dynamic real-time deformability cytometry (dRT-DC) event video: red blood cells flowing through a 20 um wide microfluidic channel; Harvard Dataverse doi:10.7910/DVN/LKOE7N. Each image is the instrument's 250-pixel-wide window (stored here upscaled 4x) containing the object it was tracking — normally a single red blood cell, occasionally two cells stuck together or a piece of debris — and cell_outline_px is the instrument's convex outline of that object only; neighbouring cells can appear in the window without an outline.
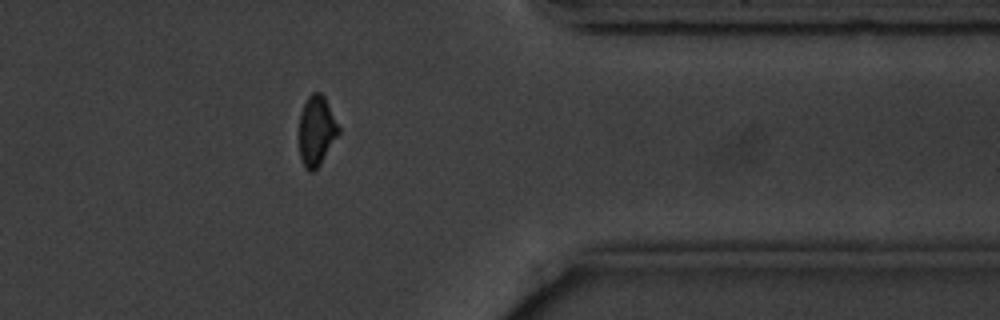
{"species": "common noctule bat (a hibernating species)", "species_latin": "Nyctalus noctula", "temperature_condition": "cold", "stored_images_in_passage": 15, "camera_frame_rate_fps": 3000, "um_per_image_px": 0.085, "animal": {"sex": "male", "body_mass_g": 20.1, "forearm_length_mm": 53.5}, "frame": {"image": 1, "passage_image": 13, "time_ms": 14.667, "image_size_px": [1000, 320], "cell_outline_px": [[340, 132], [320, 164], [312, 172], [308, 172], [304, 168], [300, 160], [300, 112], [308, 96], [312, 92], [320, 92], [324, 96], [340, 128]], "centroid_in_image_um": [26.9, 11.12], "position_along_channel_um": 384.5, "area_um2": 16.01}}
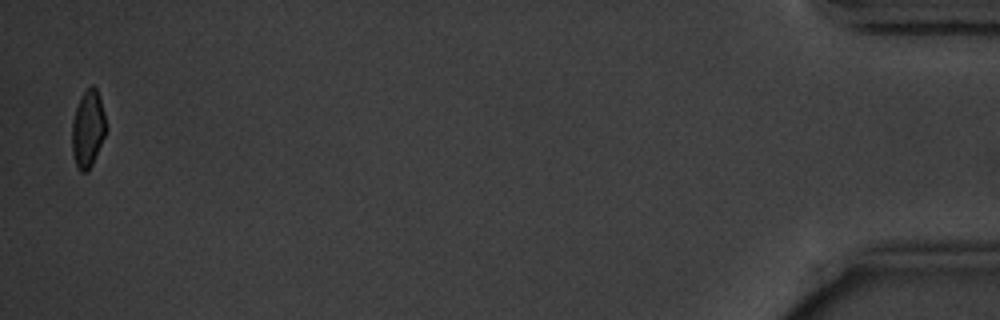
{"frame": {"image": 2, "passage_image": 15, "time_ms": 18.0, "image_size_px": [1000, 320], "cell_outline_px": [[108, 128], [92, 164], [88, 172], [80, 172], [76, 168], [72, 152], [72, 120], [80, 96], [92, 84], [96, 88], [100, 96]], "centroid_in_image_um": [7.48, 10.96], "position_along_channel_um": 427.7, "area_um2": 15.55}, "authors_computed_cell_mechanics": {"area_um2": 16.9932, "velocity_mm_per_s": 3.6177, "shape_relaxation_time_tau1_ms": 1.0964, "shape_relaxation_time_tau2_ms": null, "deformation_change_tau1": 0.0612, "deformation_change_tau2": null}}